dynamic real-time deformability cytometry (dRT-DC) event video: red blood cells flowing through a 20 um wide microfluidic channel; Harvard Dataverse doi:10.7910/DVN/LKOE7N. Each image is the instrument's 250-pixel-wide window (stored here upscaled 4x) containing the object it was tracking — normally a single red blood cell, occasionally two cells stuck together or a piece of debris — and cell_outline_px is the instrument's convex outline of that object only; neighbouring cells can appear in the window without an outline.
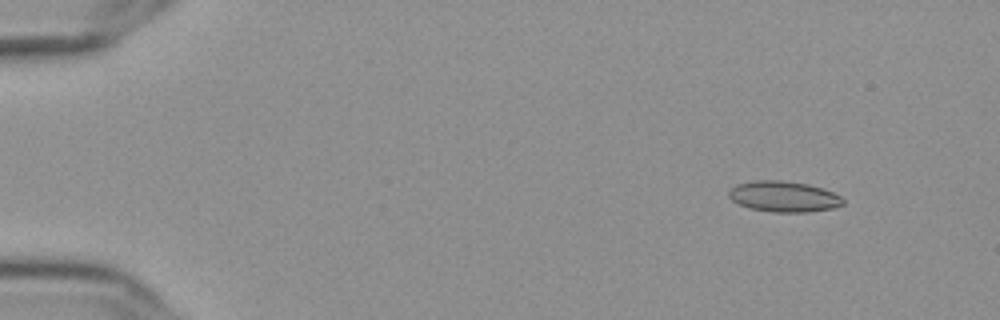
{"species": "Egyptian fruit bat (a non-hibernating species)", "species_latin": "Rousettus aegyptiacus", "temperature_condition": "cold", "stored_images_in_passage": 51, "camera_frame_rate_fps": 3000, "um_per_image_px": 0.085, "frame": {"image": 1, "passage_image": 1, "time_ms": 0.0, "image_size_px": [1000, 320], "cell_outline_px": [[844, 204], [832, 208], [808, 212], [772, 212], [752, 208], [740, 204], [732, 200], [728, 196], [728, 192], [736, 184], [752, 180], [780, 180], [808, 184], [824, 188], [840, 196], [844, 200]], "centroid_in_image_um": [66.62, 16.69], "position_along_channel_um": 18.4, "area_um2": 20.46}}
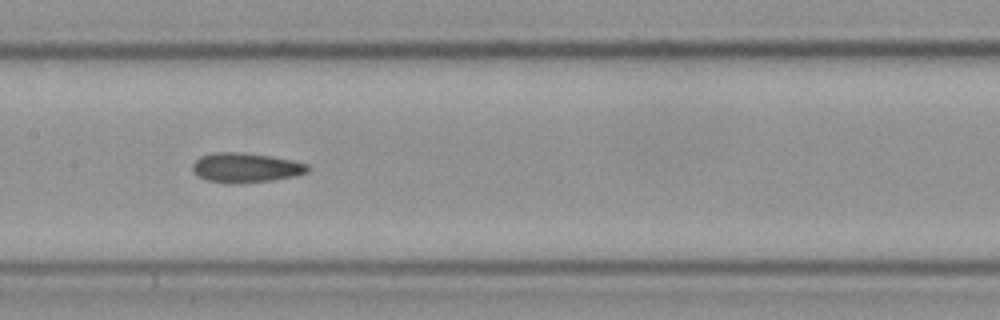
{"frame": {"image": 2, "passage_image": 24, "time_ms": 7.667, "image_size_px": [1000, 320], "cell_outline_px": [[308, 172], [296, 176], [272, 180], [232, 184], [228, 184], [208, 180], [192, 172], [192, 164], [200, 156], [212, 152], [244, 152], [292, 160], [308, 164]], "centroid_in_image_um": [20.86, 14.25], "position_along_channel_um": 186.5, "area_um2": 19.94}}
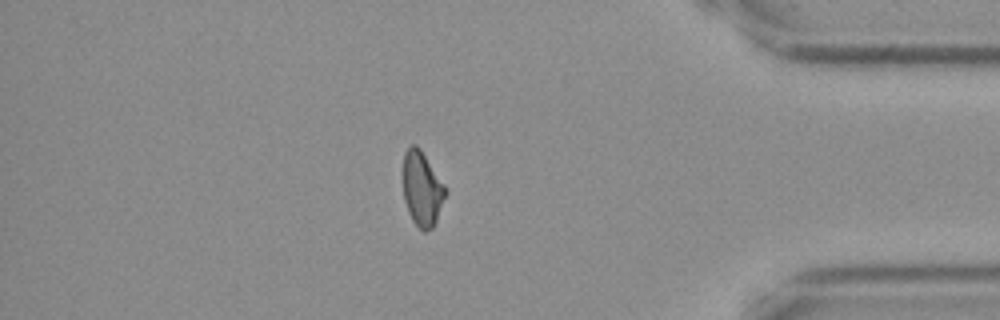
{"frame": {"image": 3, "passage_image": 44, "time_ms": 14.333, "image_size_px": [1000, 320], "cell_outline_px": [[444, 196], [436, 220], [432, 228], [424, 232], [412, 220], [408, 212], [404, 200], [404, 152], [412, 144], [416, 144], [420, 148], [444, 184]], "centroid_in_image_um": [35.85, 16.03], "position_along_channel_um": 399.4, "area_um2": 17.86}, "authors_computed_cell_mechanics": {"area_um2": 19.5942, "velocity_mm_per_s": 3.6324, "shape_relaxation_time_tau1_ms": null, "shape_relaxation_time_tau2_ms": 3.031, "deformation_change_tau1": null, "deformation_change_tau2": 0.0822}}